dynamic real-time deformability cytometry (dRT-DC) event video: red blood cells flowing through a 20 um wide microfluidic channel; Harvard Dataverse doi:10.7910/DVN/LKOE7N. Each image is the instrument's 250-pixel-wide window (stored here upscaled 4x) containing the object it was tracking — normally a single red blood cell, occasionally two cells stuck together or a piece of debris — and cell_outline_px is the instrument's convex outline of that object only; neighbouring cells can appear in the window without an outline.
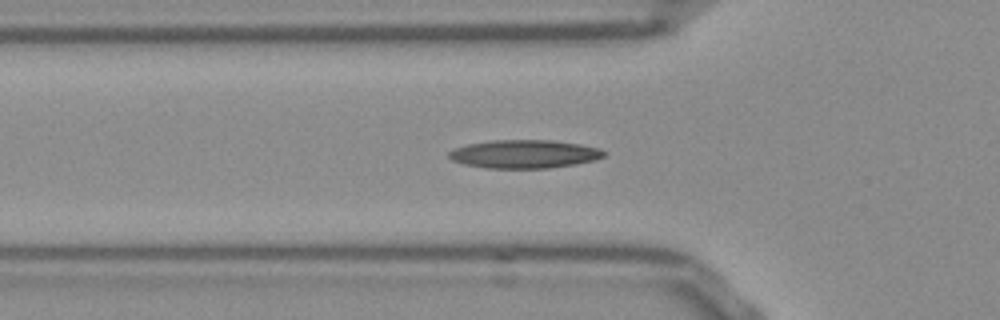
{"species": "Egyptian fruit bat (a non-hibernating species)", "species_latin": "Rousettus aegyptiacus", "temperature_condition": "room temperature", "stored_images_in_passage": 39, "camera_frame_rate_fps": 3000, "um_per_image_px": 0.085, "frame": {"image": 1, "passage_image": 3, "time_ms": 0.667, "image_size_px": [1000, 320], "cell_outline_px": [[604, 156], [596, 160], [576, 164], [548, 168], [484, 168], [464, 164], [452, 160], [448, 156], [448, 152], [456, 148], [468, 144], [492, 140], [552, 140], [580, 144], [600, 148], [604, 152]], "centroid_in_image_um": [44.57, 13.09], "position_along_channel_um": 81.2, "area_um2": 25.61}}
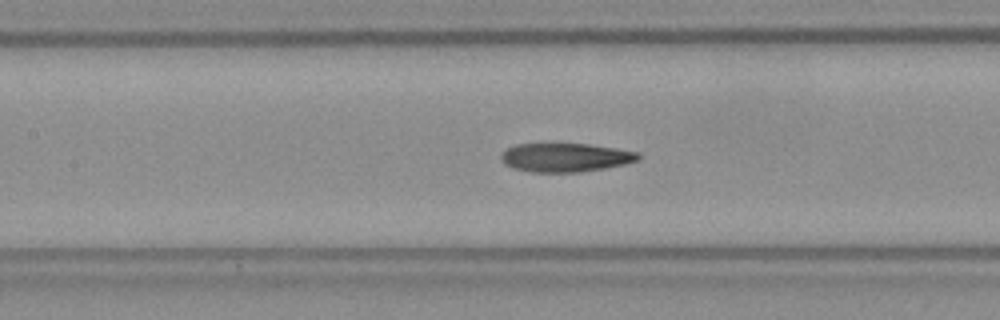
{"frame": {"image": 2, "passage_image": 9, "time_ms": 2.667, "image_size_px": [1000, 320], "cell_outline_px": [[640, 156], [636, 160], [624, 164], [604, 168], [580, 172], [532, 172], [512, 168], [504, 164], [500, 160], [500, 156], [508, 148], [516, 144], [552, 140], [588, 144], [616, 148], [640, 152]], "centroid_in_image_um": [47.99, 13.33], "position_along_channel_um": 159.4, "area_um2": 23.93}}
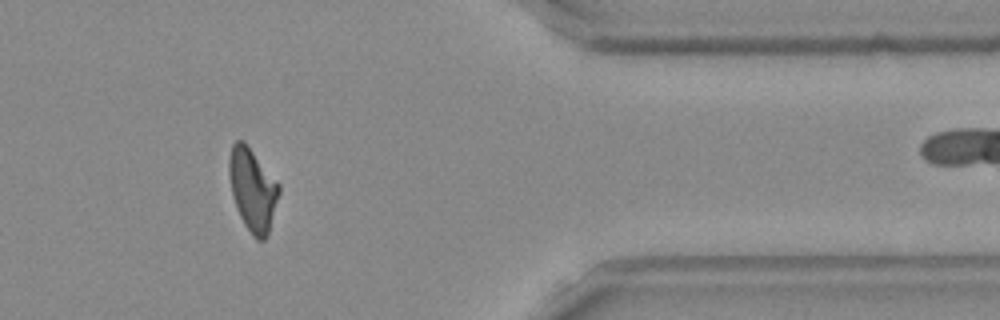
{"frame": {"image": 3, "passage_image": 29, "time_ms": 9.333, "image_size_px": [1000, 320], "cell_outline_px": [[280, 192], [268, 236], [264, 240], [256, 240], [252, 236], [244, 224], [240, 216], [232, 196], [228, 172], [228, 160], [232, 144], [236, 140], [244, 140], [280, 184]], "centroid_in_image_um": [21.47, 16.12], "position_along_channel_um": 389.9, "area_um2": 24.33}, "authors_computed_cell_mechanics": {"area_um2": 23.698, "velocity_mm_per_s": 3.8405, "shape_relaxation_time_tau1_ms": null, "shape_relaxation_time_tau2_ms": 3.7433, "deformation_change_tau1": null, "deformation_change_tau2": 0.1285}}